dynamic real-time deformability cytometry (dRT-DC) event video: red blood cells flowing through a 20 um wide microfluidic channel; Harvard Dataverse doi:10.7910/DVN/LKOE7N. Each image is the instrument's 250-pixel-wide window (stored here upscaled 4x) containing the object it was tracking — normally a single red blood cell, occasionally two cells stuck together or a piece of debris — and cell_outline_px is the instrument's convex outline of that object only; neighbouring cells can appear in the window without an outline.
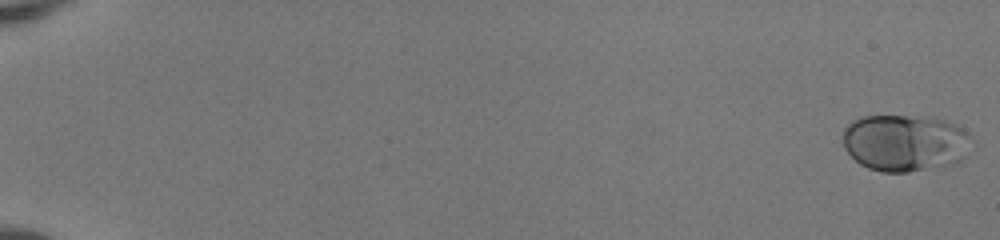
{"species": "human", "species_latin": "Homo sapiens", "temperature_condition": "room temperature", "stored_images_in_passage": 52, "camera_frame_rate_fps": 3000, "um_per_image_px": 0.085, "donor": {"sex": "female"}, "frame": {"image": 1, "passage_image": 1, "time_ms": 0.0, "image_size_px": [1000, 240], "cell_outline_px": [[968, 152], [960, 160], [948, 164], [908, 172], [884, 172], [868, 168], [860, 164], [844, 148], [844, 128], [852, 120], [860, 116], [924, 116], [956, 124], [964, 128], [968, 132]], "centroid_in_image_um": [76.88, 12.12], "position_along_channel_um": 8.1, "area_um2": 42.31}}
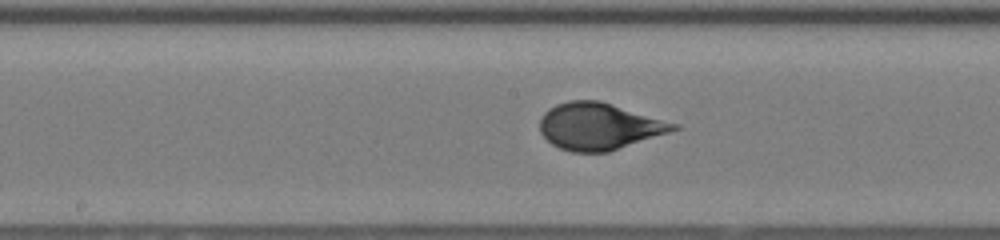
{"frame": {"image": 2, "passage_image": 30, "time_ms": 9.667, "image_size_px": [1000, 240], "cell_outline_px": [[680, 128], [608, 152], [572, 152], [560, 148], [552, 144], [540, 132], [540, 116], [548, 108], [556, 104], [568, 100], [600, 100], [680, 124]], "centroid_in_image_um": [50.9, 10.72], "position_along_channel_um": 197.3, "area_um2": 36.47}}
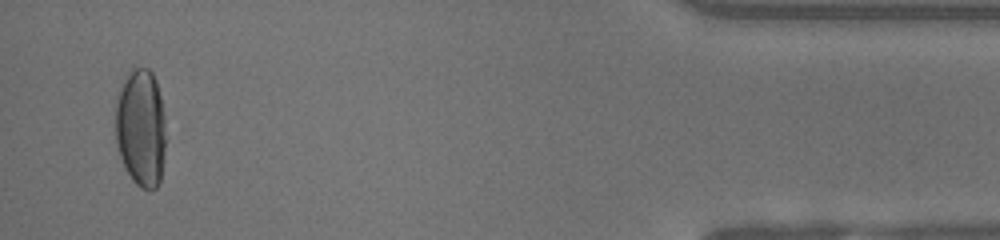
{"frame": {"image": 3, "passage_image": 51, "time_ms": 16.667, "image_size_px": [1000, 240], "cell_outline_px": [[164, 152], [160, 180], [156, 188], [148, 192], [140, 188], [132, 180], [120, 156], [116, 144], [116, 104], [128, 68], [132, 64], [148, 68], [152, 72], [156, 80], [160, 96], [164, 116]], "centroid_in_image_um": [11.97, 10.83], "position_along_channel_um": 423.2, "area_um2": 34.8}, "authors_computed_cell_mechanics": {"area_um2": 36.414, "velocity_mm_per_s": 4.0911, "shape_relaxation_time_tau1_ms": 5.4628, "shape_relaxation_time_tau2_ms": null, "deformation_change_tau1": 0.2185, "deformation_change_tau2": null}}